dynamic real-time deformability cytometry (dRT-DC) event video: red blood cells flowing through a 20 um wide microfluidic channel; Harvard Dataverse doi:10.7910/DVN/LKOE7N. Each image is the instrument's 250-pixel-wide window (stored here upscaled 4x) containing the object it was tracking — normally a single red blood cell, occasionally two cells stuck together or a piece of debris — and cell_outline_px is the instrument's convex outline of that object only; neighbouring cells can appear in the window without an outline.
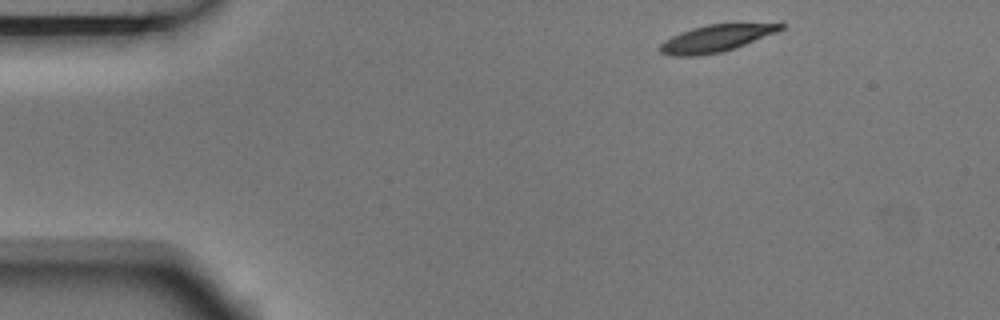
{"species": "Egyptian fruit bat (a non-hibernating species)", "species_latin": "Rousettus aegyptiacus", "temperature_condition": "room temperature", "stored_images_in_passage": 3, "camera_frame_rate_fps": 3000, "um_per_image_px": 0.085, "animal": {"sex": "male"}, "frame": {"image": 1, "passage_image": 1, "time_ms": 0.0, "image_size_px": [1000, 320], "cell_outline_px": [[784, 28], [776, 32], [744, 44], [720, 52], [696, 56], [672, 56], [660, 52], [660, 44], [664, 40], [680, 32], [692, 28], [708, 24], [784, 24]], "centroid_in_image_um": [60.77, 3.27], "position_along_channel_um": 24.2, "area_um2": 18.44}}